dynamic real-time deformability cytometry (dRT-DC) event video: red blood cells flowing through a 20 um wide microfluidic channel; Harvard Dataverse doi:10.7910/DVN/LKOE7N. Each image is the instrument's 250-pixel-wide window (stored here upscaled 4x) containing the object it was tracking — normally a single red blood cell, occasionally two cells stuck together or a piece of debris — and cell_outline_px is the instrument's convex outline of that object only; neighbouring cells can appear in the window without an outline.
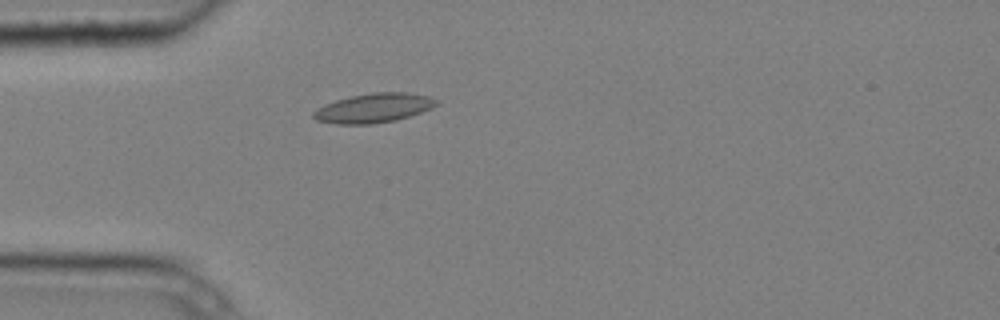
{"species": "common noctule bat (a hibernating species)", "species_latin": "Nyctalus noctula", "temperature_condition": "cold", "stored_images_in_passage": 5, "camera_frame_rate_fps": 3000, "um_per_image_px": 0.085, "animal": {"sex": "male", "body_mass_g": 20.4}, "frame": {"image": 1, "passage_image": 5, "time_ms": 1.333, "image_size_px": [1000, 320], "cell_outline_px": [[440, 104], [432, 108], [396, 120], [372, 124], [336, 124], [316, 120], [312, 116], [312, 112], [316, 108], [324, 104], [336, 100], [352, 96], [372, 92], [408, 92], [428, 96], [440, 100]], "centroid_in_image_um": [31.77, 9.17], "position_along_channel_um": 53.2, "area_um2": 21.15}}